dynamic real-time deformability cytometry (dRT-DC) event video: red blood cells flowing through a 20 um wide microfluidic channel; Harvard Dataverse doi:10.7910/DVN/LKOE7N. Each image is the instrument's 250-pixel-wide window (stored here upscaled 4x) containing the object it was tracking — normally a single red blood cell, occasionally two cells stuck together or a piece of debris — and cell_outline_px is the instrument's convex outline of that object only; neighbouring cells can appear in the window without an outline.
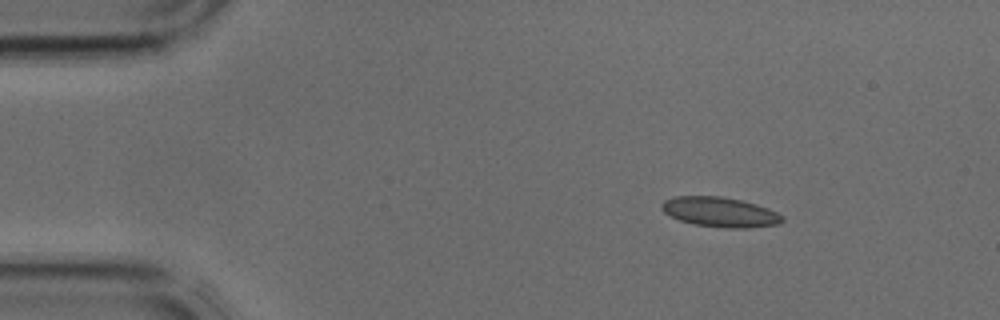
{"species": "common noctule bat (a hibernating species)", "species_latin": "Nyctalus noctula", "temperature_condition": "cold", "stored_images_in_passage": 38, "segment_of_instrument_passage": [1, 2], "camera_frame_rate_fps": 3000, "um_per_image_px": 0.085, "animal": {"sex": "male", "body_mass_g": 17.9, "forearm_length_mm": 54.2}, "frame": {"image": 1, "passage_image": 1, "time_ms": 0.0, "image_size_px": [1000, 320], "cell_outline_px": [[784, 220], [776, 224], [748, 228], [724, 228], [692, 224], [680, 220], [664, 212], [660, 208], [660, 204], [664, 200], [676, 196], [720, 196], [740, 200], [756, 204], [768, 208], [784, 216]], "centroid_in_image_um": [61.18, 18.02], "position_along_channel_um": 23.8, "area_um2": 20.98}}
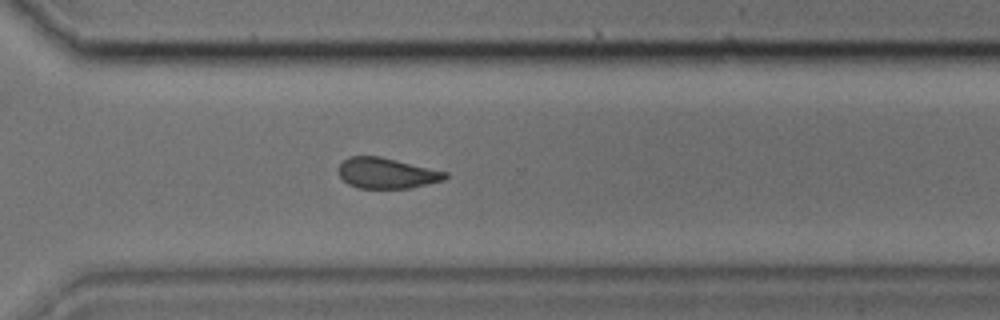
{"frame": {"image": 2, "passage_image": 25, "time_ms": 8.0, "image_size_px": [1000, 320], "cell_outline_px": [[448, 176], [444, 180], [408, 188], [360, 188], [348, 184], [340, 176], [340, 164], [348, 156], [380, 156], [448, 172]], "centroid_in_image_um": [32.88, 14.71], "position_along_channel_um": 337.7, "area_um2": 18.84}}
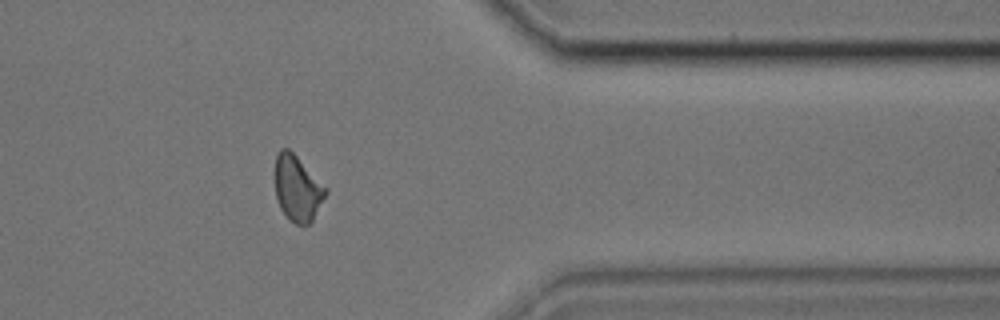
{"frame": {"image": 3, "passage_image": 29, "time_ms": 9.333, "image_size_px": [1000, 320], "cell_outline_px": [[328, 192], [312, 220], [308, 224], [296, 224], [288, 220], [280, 208], [276, 196], [276, 156], [280, 148], [288, 148], [328, 188]], "centroid_in_image_um": [25.29, 16.02], "position_along_channel_um": 386.1, "area_um2": 19.19}}